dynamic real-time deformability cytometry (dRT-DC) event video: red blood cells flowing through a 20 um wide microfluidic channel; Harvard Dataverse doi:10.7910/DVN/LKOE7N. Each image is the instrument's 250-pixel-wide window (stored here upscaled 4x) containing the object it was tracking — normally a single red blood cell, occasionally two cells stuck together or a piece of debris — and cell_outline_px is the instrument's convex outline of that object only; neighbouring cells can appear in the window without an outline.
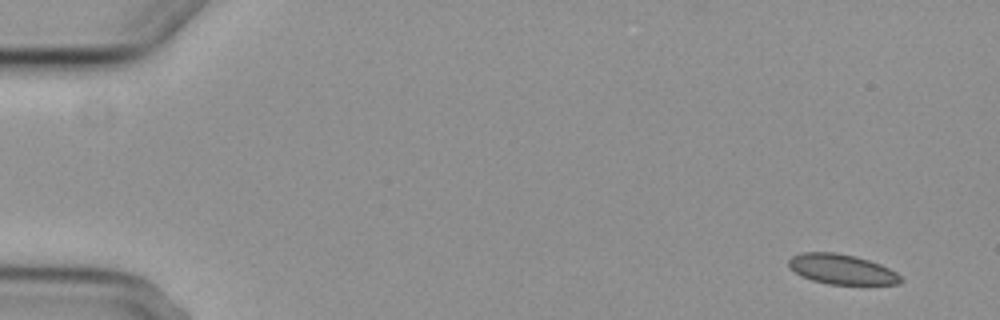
{"species": "common noctule bat (a hibernating species)", "species_latin": "Nyctalus noctula", "temperature_condition": "cold", "stored_images_in_passage": 4, "camera_frame_rate_fps": 3000, "um_per_image_px": 0.085, "animal": {"sex": "female", "body_mass_g": 29.2, "forearm_length_mm": 56.3}, "frame": {"image": 1, "passage_image": 1, "time_ms": 0.0, "image_size_px": [1000, 320], "cell_outline_px": [[904, 280], [900, 284], [828, 284], [812, 280], [796, 272], [788, 264], [788, 260], [792, 256], [800, 252], [836, 252], [856, 256], [880, 264], [896, 272]], "centroid_in_image_um": [71.57, 22.88], "position_along_channel_um": 13.4, "area_um2": 19.48}}